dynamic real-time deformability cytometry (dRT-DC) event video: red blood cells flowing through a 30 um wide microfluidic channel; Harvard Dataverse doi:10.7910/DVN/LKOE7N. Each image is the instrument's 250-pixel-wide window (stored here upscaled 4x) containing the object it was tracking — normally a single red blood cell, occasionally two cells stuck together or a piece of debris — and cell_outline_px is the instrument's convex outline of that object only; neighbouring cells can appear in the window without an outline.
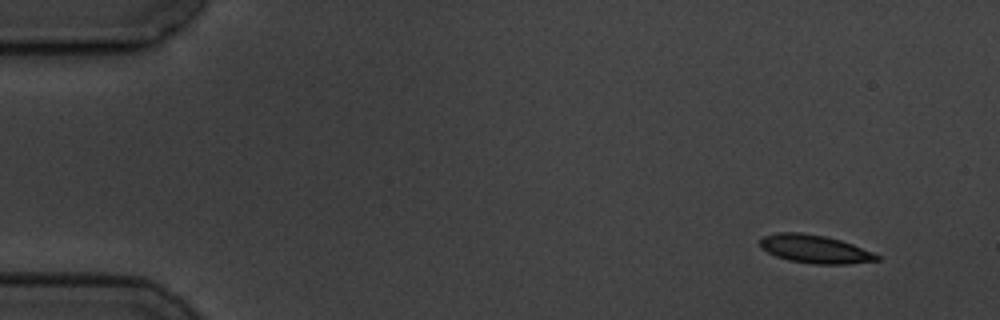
{"species": "common noctule bat (a hibernating species)", "species_latin": "Nyctalus noctula", "temperature_condition": "cold", "stored_images_in_passage": 8, "camera_frame_rate_fps": 3000, "um_per_image_px": 0.085, "animal": {"sex": "male", "body_mass_g": 19.5, "forearm_length_mm": 54.6}, "frame": {"image": 1, "passage_image": 1, "time_ms": 0.0, "image_size_px": [1000, 320], "cell_outline_px": [[880, 260], [848, 264], [812, 264], [788, 260], [776, 256], [768, 252], [760, 244], [760, 240], [764, 236], [776, 232], [800, 232], [824, 236], [840, 240], [852, 244], [872, 252], [880, 256]], "centroid_in_image_um": [69.27, 21.17], "position_along_channel_um": 15.7, "area_um2": 19.07}}
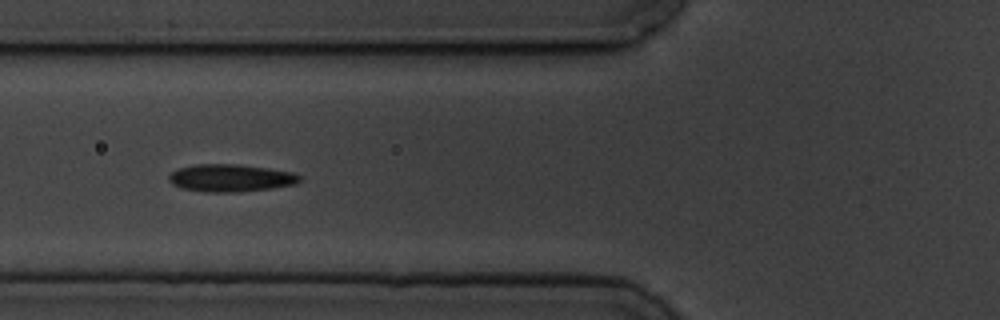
{"frame": {"image": 2, "passage_image": 6, "time_ms": 5.667, "image_size_px": [1000, 320], "cell_outline_px": [[300, 180], [296, 184], [272, 188], [236, 192], [208, 192], [180, 188], [172, 184], [168, 180], [168, 176], [172, 172], [180, 168], [196, 164], [240, 164], [268, 168], [292, 172], [300, 176]], "centroid_in_image_um": [19.59, 15.13], "position_along_channel_um": 106.2, "area_um2": 20.92}}
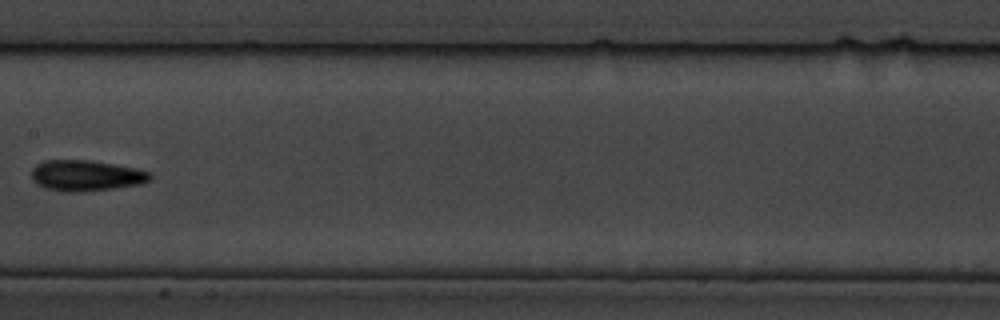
{"frame": {"image": 3, "passage_image": 8, "time_ms": 8.333, "image_size_px": [1000, 320], "cell_outline_px": [[152, 176], [148, 180], [140, 184], [84, 192], [68, 192], [44, 188], [36, 184], [32, 180], [32, 168], [36, 164], [44, 160], [92, 160], [136, 168], [152, 172]], "centroid_in_image_um": [7.29, 14.92], "position_along_channel_um": 200.1, "area_um2": 21.44}}